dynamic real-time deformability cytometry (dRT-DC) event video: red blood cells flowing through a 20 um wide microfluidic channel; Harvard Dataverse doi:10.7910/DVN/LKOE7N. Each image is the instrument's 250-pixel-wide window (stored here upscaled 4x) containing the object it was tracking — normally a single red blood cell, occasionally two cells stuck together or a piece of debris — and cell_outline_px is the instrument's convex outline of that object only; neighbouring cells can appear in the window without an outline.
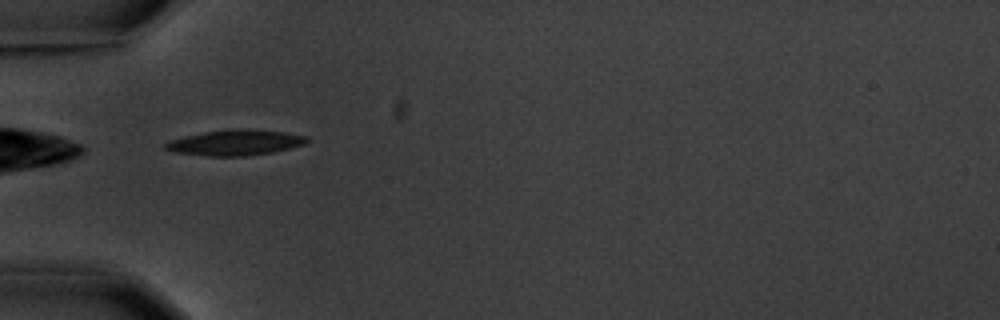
{"species": "common noctule bat (a hibernating species)", "species_latin": "Nyctalus noctula", "temperature_condition": "warm", "stored_images_in_passage": 5, "camera_frame_rate_fps": 3000, "um_per_image_px": 0.085, "animal": {"sex": "male", "body_mass_g": 20.1, "forearm_length_mm": 53.5}, "frame": {"image": 1, "passage_image": 4, "time_ms": 4.667, "image_size_px": [1000, 320], "cell_outline_px": [[308, 140], [304, 144], [272, 152], [244, 156], [208, 156], [176, 152], [164, 148], [164, 144], [172, 140], [184, 136], [204, 132], [248, 128], [284, 132], [308, 136]], "centroid_in_image_um": [20.01, 12.12], "position_along_channel_um": 65.0, "area_um2": 20.75}}